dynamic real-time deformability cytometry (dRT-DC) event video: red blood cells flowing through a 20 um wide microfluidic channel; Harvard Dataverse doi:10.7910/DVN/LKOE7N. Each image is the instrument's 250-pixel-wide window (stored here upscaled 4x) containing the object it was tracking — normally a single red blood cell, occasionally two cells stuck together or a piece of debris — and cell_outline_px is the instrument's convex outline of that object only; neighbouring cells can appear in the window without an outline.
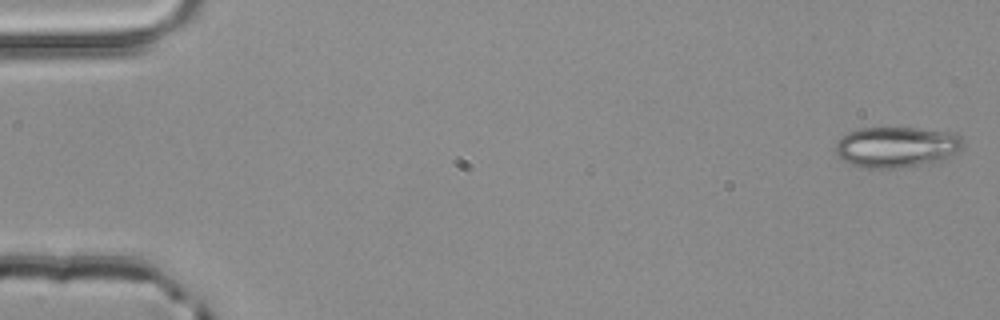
{"species": "common noctule bat (a hibernating species)", "species_latin": "Nyctalus noctula", "temperature_condition": "room temperature", "stored_images_in_passage": 4, "camera_frame_rate_fps": 3000, "um_per_image_px": 0.085, "animal": {"sex": "male", "body_mass_g": 20.4}, "frame": {"image": 1, "passage_image": 1, "time_ms": 0.0, "image_size_px": [1000, 320], "cell_outline_px": [[964, 144], [956, 152], [944, 160], [896, 168], [868, 168], [852, 164], [844, 160], [836, 152], [836, 140], [848, 132], [860, 128], [916, 128], [952, 132], [960, 136]], "centroid_in_image_um": [76.21, 12.48], "position_along_channel_um": 8.8, "area_um2": 30.06}}